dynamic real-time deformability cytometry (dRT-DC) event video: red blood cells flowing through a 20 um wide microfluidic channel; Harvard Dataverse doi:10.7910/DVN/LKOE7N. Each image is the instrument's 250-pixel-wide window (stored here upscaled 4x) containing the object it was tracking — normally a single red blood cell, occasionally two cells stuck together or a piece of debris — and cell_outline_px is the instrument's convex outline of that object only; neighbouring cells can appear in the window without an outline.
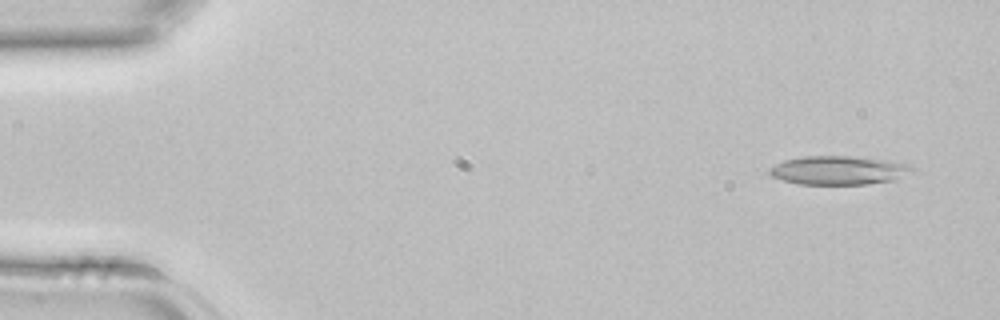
{"species": "common noctule bat (a hibernating species)", "species_latin": "Nyctalus noctula", "temperature_condition": "room temperature", "stored_images_in_passage": 41, "camera_frame_rate_fps": 3000, "um_per_image_px": 0.085, "animal": {"sex": "female", "body_mass_g": 22.7, "forearm_length_mm": 54.2}, "frame": {"image": 1, "passage_image": 1, "time_ms": 0.0, "image_size_px": [1000, 320], "cell_outline_px": [[912, 168], [896, 180], [868, 184], [796, 184], [772, 176], [768, 172], [768, 168], [784, 160], [804, 156], [848, 156], [888, 160], [904, 164]], "centroid_in_image_um": [71.19, 14.48], "position_along_channel_um": 13.8, "area_um2": 23.52}}
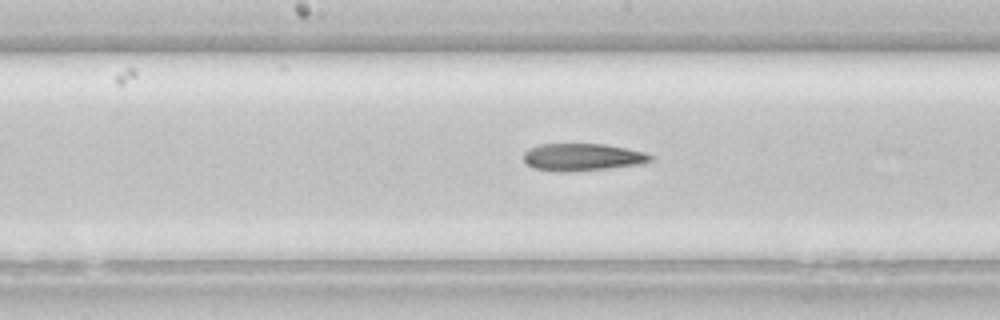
{"frame": {"image": 2, "passage_image": 20, "time_ms": 6.333, "image_size_px": [1000, 320], "cell_outline_px": [[656, 160], [644, 164], [608, 168], [568, 172], [556, 172], [532, 168], [524, 160], [524, 152], [540, 144], [604, 144], [644, 152], [656, 156]], "centroid_in_image_um": [49.57, 13.37], "position_along_channel_um": 198.6, "area_um2": 20.4}}
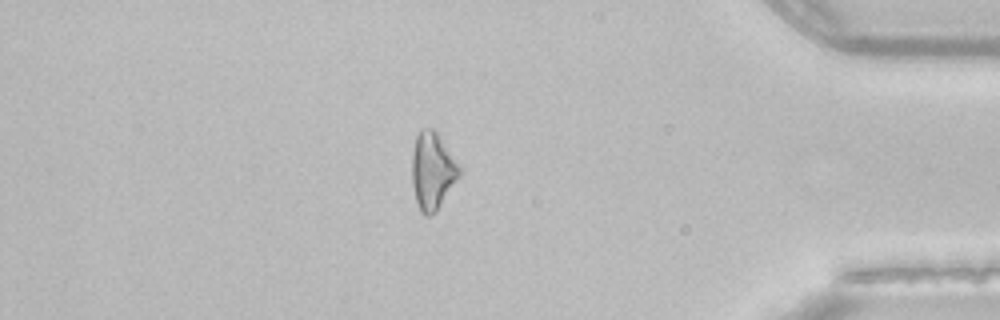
{"frame": {"image": 3, "passage_image": 35, "time_ms": 11.333, "image_size_px": [1000, 320], "cell_outline_px": [[460, 176], [436, 212], [432, 216], [424, 216], [420, 212], [416, 200], [412, 184], [412, 152], [416, 136], [420, 128], [432, 128], [436, 132], [460, 164]], "centroid_in_image_um": [36.76, 14.54], "position_along_channel_um": 398.4, "area_um2": 21.5}}